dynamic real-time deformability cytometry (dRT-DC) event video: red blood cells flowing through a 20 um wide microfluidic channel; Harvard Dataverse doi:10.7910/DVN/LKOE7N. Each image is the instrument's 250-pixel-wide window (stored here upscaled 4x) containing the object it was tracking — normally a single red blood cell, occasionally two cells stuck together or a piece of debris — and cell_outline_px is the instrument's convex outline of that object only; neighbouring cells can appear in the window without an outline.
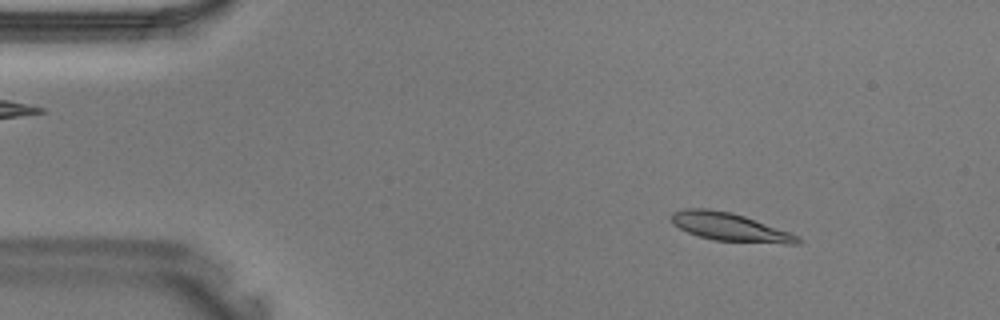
{"species": "Egyptian fruit bat (a non-hibernating species)", "species_latin": "Rousettus aegyptiacus", "temperature_condition": "warm", "stored_images_in_passage": 41, "camera_frame_rate_fps": 3000, "um_per_image_px": 0.085, "animal": {"sex": "male"}, "frame": {"image": 1, "passage_image": 6, "time_ms": 1.667, "image_size_px": [1000, 320], "cell_outline_px": [[800, 244], [784, 244], [712, 240], [688, 232], [672, 224], [668, 216], [672, 212], [684, 208], [708, 208], [732, 212], [744, 216], [788, 232], [796, 236], [800, 240]], "centroid_in_image_um": [61.94, 19.28], "position_along_channel_um": 23.1, "area_um2": 20.69}}
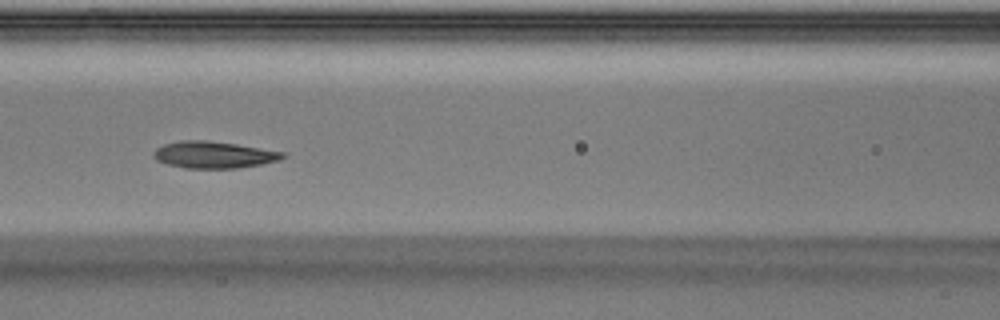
{"frame": {"image": 2, "passage_image": 18, "time_ms": 5.667, "image_size_px": [1000, 320], "cell_outline_px": [[284, 156], [280, 160], [260, 164], [236, 168], [184, 168], [168, 164], [156, 160], [152, 156], [152, 152], [156, 148], [164, 144], [180, 140], [208, 140], [236, 144], [284, 152]], "centroid_in_image_um": [18.11, 13.15], "position_along_channel_um": 148.5, "area_um2": 20.11}}
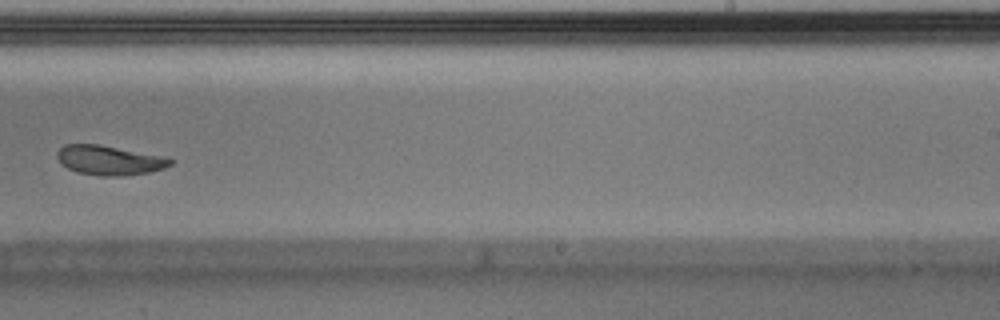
{"frame": {"image": 3, "passage_image": 26, "time_ms": 8.333, "image_size_px": [1000, 320], "cell_outline_px": [[176, 160], [172, 164], [164, 168], [148, 172], [124, 176], [100, 176], [76, 172], [60, 164], [56, 156], [56, 152], [64, 144], [100, 144], [164, 156]], "centroid_in_image_um": [9.29, 13.62], "position_along_channel_um": 279.7, "area_um2": 19.77}}